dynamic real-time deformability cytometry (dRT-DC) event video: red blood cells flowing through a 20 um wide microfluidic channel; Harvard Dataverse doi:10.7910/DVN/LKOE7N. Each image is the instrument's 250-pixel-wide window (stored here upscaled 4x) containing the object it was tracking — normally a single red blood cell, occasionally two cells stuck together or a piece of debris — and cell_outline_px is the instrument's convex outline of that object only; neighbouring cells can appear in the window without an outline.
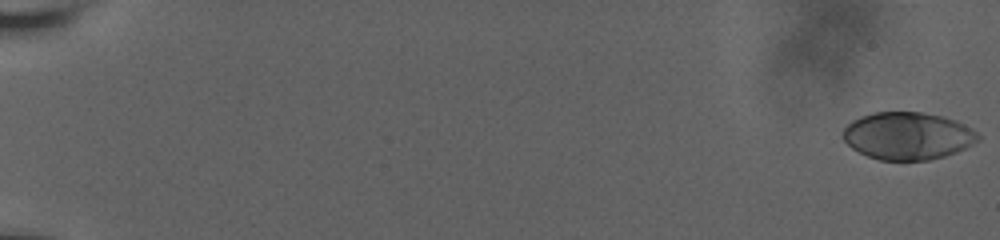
{"species": "human", "species_latin": "Homo sapiens", "temperature_condition": "room temperature", "stored_images_in_passage": 50, "camera_frame_rate_fps": 3000, "um_per_image_px": 0.085, "donor": {"sex": "male"}, "frame": {"image": 1, "passage_image": 1, "time_ms": 0.0, "image_size_px": [1000, 240], "cell_outline_px": [[980, 140], [956, 152], [944, 156], [928, 160], [880, 160], [868, 156], [852, 148], [844, 140], [844, 128], [852, 120], [860, 116], [872, 112], [924, 112], [944, 116], [956, 120], [972, 128], [980, 136]], "centroid_in_image_um": [77.17, 11.53], "position_along_channel_um": 7.8, "area_um2": 37.4}}
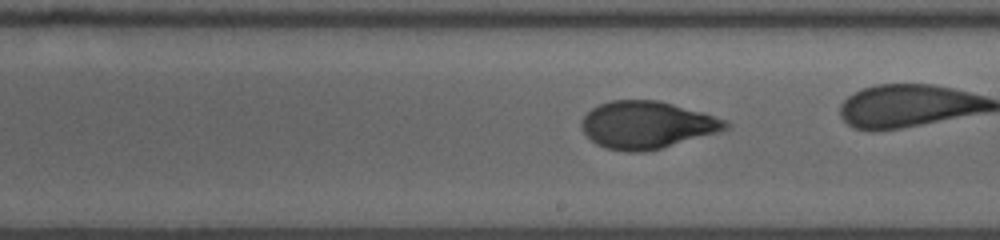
{"frame": {"image": 2, "passage_image": 38, "time_ms": 12.333, "image_size_px": [1000, 240], "cell_outline_px": [[732, 124], [728, 128], [720, 132], [660, 148], [640, 152], [628, 152], [604, 148], [596, 144], [580, 128], [580, 124], [584, 116], [592, 108], [600, 104], [612, 100], [656, 100], [704, 112], [728, 120]], "centroid_in_image_um": [55.01, 10.62], "position_along_channel_um": 234.0, "area_um2": 39.77}}